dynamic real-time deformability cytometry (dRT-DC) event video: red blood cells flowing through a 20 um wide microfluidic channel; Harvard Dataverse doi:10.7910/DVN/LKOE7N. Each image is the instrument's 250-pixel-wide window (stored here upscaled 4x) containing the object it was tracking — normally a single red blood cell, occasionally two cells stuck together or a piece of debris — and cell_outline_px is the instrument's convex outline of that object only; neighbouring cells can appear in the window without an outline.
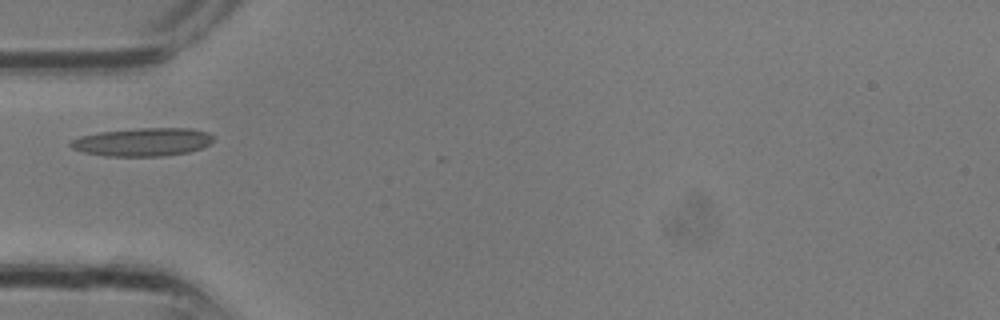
{"species": "common noctule bat (a hibernating species)", "species_latin": "Nyctalus noctula", "temperature_condition": "room temperature", "stored_images_in_passage": 6, "camera_frame_rate_fps": 3000, "um_per_image_px": 0.085, "animal": {"sex": "male", "body_mass_g": 13.3}, "frame": {"image": 1, "passage_image": 1, "time_ms": 0.0, "image_size_px": [1000, 320], "cell_outline_px": [[212, 140], [208, 144], [200, 148], [188, 152], [164, 156], [104, 156], [80, 152], [72, 148], [68, 144], [72, 140], [80, 136], [100, 132], [140, 128], [192, 128], [208, 132], [212, 136]], "centroid_in_image_um": [12.09, 12.07], "position_along_channel_um": 72.9, "area_um2": 23.47}}